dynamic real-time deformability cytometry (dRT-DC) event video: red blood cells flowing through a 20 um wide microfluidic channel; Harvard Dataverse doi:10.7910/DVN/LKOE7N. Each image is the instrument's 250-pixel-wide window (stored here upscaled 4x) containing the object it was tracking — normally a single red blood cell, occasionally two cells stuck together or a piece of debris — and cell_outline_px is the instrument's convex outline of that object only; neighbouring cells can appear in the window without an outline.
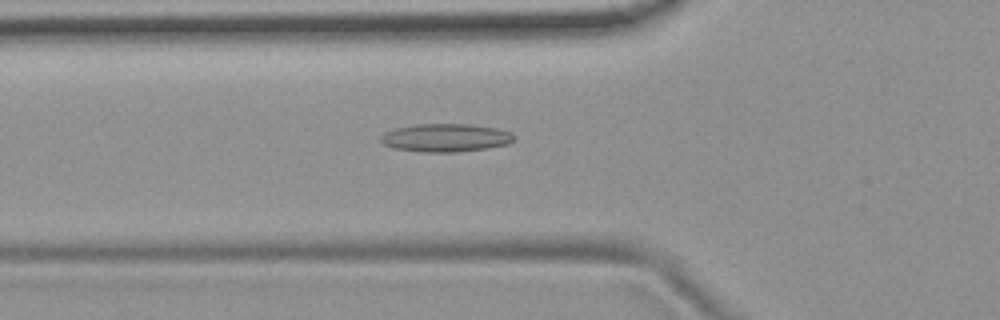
{"species": "common noctule bat (a hibernating species)", "species_latin": "Nyctalus noctula", "temperature_condition": "room temperature", "stored_images_in_passage": 53, "camera_frame_rate_fps": 3000, "um_per_image_px": 0.085, "animal": {"sex": "female", "body_mass_g": 19.9}, "frame": {"image": 1, "passage_image": 19, "time_ms": 6.0, "image_size_px": [1000, 320], "cell_outline_px": [[512, 140], [508, 144], [484, 148], [456, 152], [424, 152], [392, 148], [384, 144], [380, 140], [380, 136], [384, 132], [396, 128], [416, 124], [468, 124], [496, 128], [512, 132]], "centroid_in_image_um": [37.83, 11.7], "position_along_channel_um": 88.0, "area_um2": 21.68}}
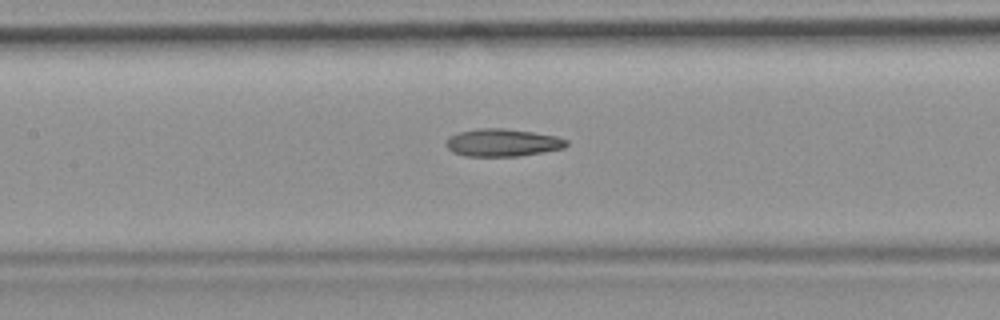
{"frame": {"image": 2, "passage_image": 25, "time_ms": 8.0, "image_size_px": [1000, 320], "cell_outline_px": [[568, 144], [564, 148], [516, 156], [464, 156], [452, 152], [444, 144], [448, 136], [460, 132], [480, 128], [504, 128], [532, 132], [556, 136], [568, 140]], "centroid_in_image_um": [42.67, 12.12], "position_along_channel_um": 164.7, "area_um2": 19.31}}
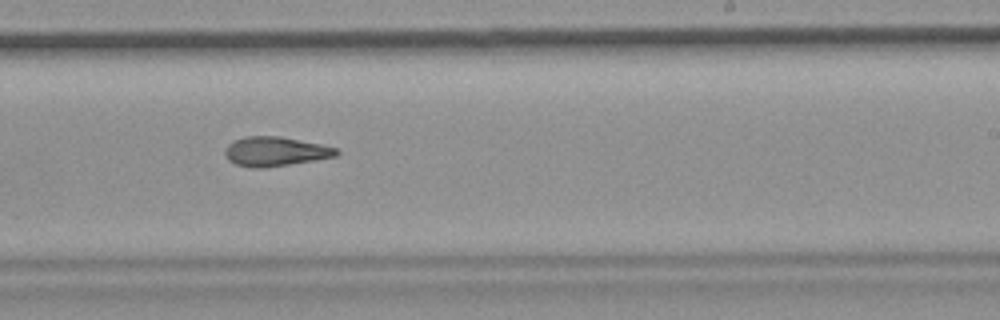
{"frame": {"image": 3, "passage_image": 33, "time_ms": 10.667, "image_size_px": [1000, 320], "cell_outline_px": [[340, 152], [336, 156], [264, 168], [252, 168], [236, 164], [228, 160], [224, 152], [228, 144], [232, 140], [244, 136], [280, 136], [320, 144], [336, 148]], "centroid_in_image_um": [23.35, 12.86], "position_along_channel_um": 265.7, "area_um2": 18.96}, "authors_computed_cell_mechanics": {"area_um2": 19.5364, "velocity_mm_per_s": 3.8067, "shape_relaxation_time_tau1_ms": null, "shape_relaxation_time_tau2_ms": 5.4714, "deformation_change_tau1": null, "deformation_change_tau2": 0.162}}